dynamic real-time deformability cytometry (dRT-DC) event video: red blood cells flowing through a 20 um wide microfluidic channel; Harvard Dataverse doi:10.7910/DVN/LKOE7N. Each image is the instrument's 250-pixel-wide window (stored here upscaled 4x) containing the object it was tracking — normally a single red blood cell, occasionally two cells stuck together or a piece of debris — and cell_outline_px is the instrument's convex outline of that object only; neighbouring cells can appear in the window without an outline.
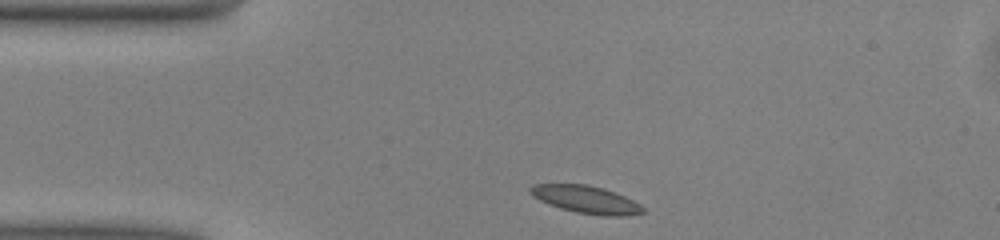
{"species": "common noctule bat (a hibernating species)", "species_latin": "Nyctalus noctula", "temperature_condition": "warm", "stored_images_in_passage": 41, "camera_frame_rate_fps": 3000, "um_per_image_px": 0.085, "animal": {"sex": "male", "body_mass_g": 13.0, "forearm_length_mm": 53.1}, "frame": {"image": 1, "passage_image": 1, "time_ms": 0.0, "image_size_px": [1000, 240], "cell_outline_px": [[644, 212], [624, 216], [604, 216], [576, 212], [560, 208], [548, 204], [532, 196], [528, 192], [528, 188], [532, 184], [588, 184], [604, 188], [616, 192], [640, 204], [644, 208]], "centroid_in_image_um": [49.78, 16.95], "position_along_channel_um": 35.2, "area_um2": 18.21}}
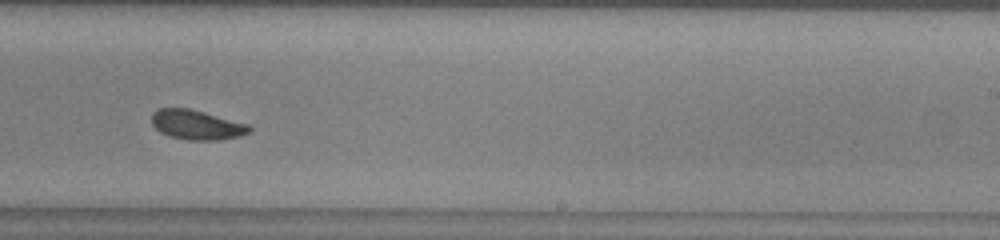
{"frame": {"image": 2, "passage_image": 21, "time_ms": 6.667, "image_size_px": [1000, 240], "cell_outline_px": [[252, 132], [240, 136], [220, 140], [188, 140], [172, 136], [160, 132], [152, 124], [152, 112], [156, 108], [188, 108], [204, 112], [248, 124], [252, 128]], "centroid_in_image_um": [16.73, 10.61], "position_along_channel_um": 272.3, "area_um2": 16.88}}
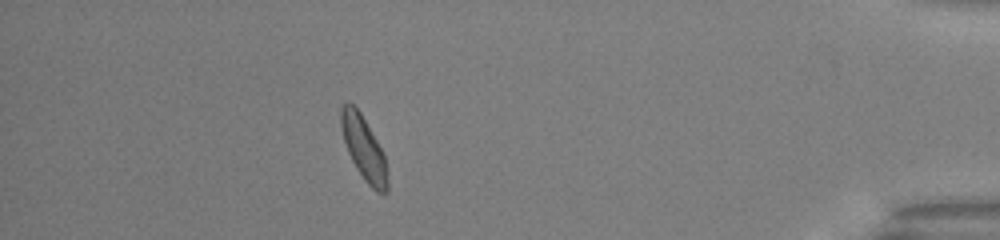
{"frame": {"image": 3, "passage_image": 35, "time_ms": 11.333, "image_size_px": [1000, 240], "cell_outline_px": [[388, 192], [376, 192], [364, 180], [356, 168], [348, 152], [340, 128], [340, 108], [344, 104], [352, 104], [360, 112], [384, 152], [388, 180]], "centroid_in_image_um": [30.92, 12.62], "position_along_channel_um": 404.3, "area_um2": 17.17}, "authors_computed_cell_mechanics": {"area_um2": 17.1666, "velocity_mm_per_s": 4.0355, "shape_relaxation_time_tau1_ms": 3.8478, "shape_relaxation_time_tau2_ms": 2.0694, "deformation_change_tau1": 0.1044, "deformation_change_tau2": 0.0828}}